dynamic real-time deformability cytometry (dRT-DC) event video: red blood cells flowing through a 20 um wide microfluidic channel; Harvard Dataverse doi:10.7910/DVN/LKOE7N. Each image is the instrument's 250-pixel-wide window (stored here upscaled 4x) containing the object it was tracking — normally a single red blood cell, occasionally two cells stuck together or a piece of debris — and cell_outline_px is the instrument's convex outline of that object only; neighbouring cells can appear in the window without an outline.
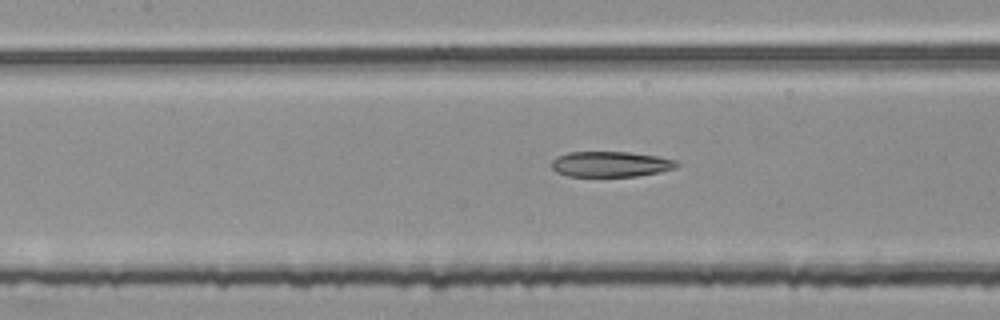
{"species": "common noctule bat (a hibernating species)", "species_latin": "Nyctalus noctula", "temperature_condition": "room temperature", "stored_images_in_passage": 55, "segment_of_instrument_passage": [2, 2], "camera_frame_rate_fps": 3000, "um_per_image_px": 0.085, "animal": {"sex": "female", "body_mass_g": 25.1}, "frame": {"image": 1, "passage_image": 25, "time_ms": 8.0, "image_size_px": [1000, 320], "cell_outline_px": [[680, 164], [676, 168], [660, 172], [636, 176], [568, 176], [556, 172], [552, 168], [552, 160], [556, 156], [568, 152], [628, 152], [656, 156], [676, 160]], "centroid_in_image_um": [51.9, 13.95], "position_along_channel_um": 155.5, "area_um2": 18.61}}
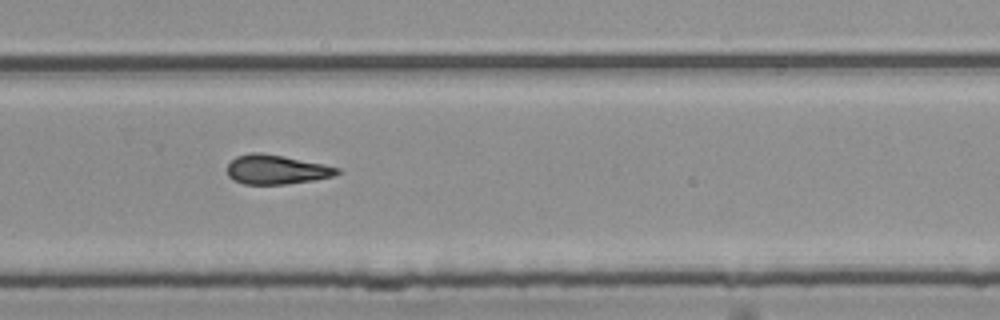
{"frame": {"image": 2, "passage_image": 37, "time_ms": 12.0, "image_size_px": [1000, 320], "cell_outline_px": [[344, 172], [332, 176], [316, 180], [284, 184], [244, 184], [232, 180], [228, 176], [228, 164], [236, 156], [252, 152], [260, 152], [324, 164], [340, 168]], "centroid_in_image_um": [23.51, 14.42], "position_along_channel_um": 306.3, "area_um2": 18.84}}
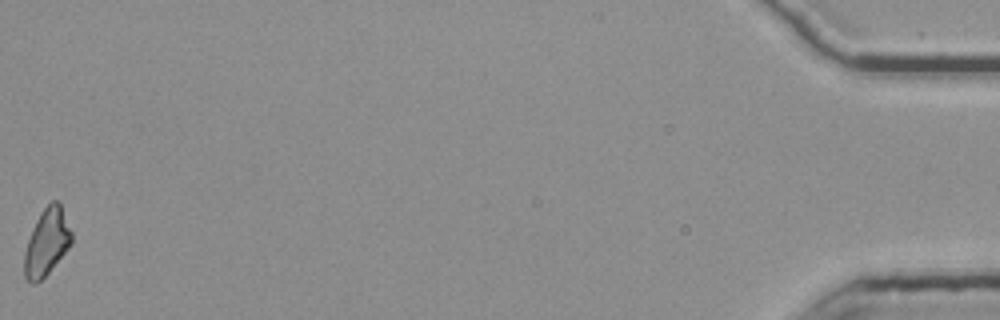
{"frame": {"image": 3, "passage_image": 55, "time_ms": 18.0, "image_size_px": [1000, 320], "cell_outline_px": [[72, 244], [48, 272], [36, 284], [32, 284], [24, 276], [24, 252], [32, 228], [40, 212], [52, 200], [56, 200], [60, 204], [72, 232]], "centroid_in_image_um": [3.97, 20.58], "position_along_channel_um": 431.2, "area_um2": 18.26}}